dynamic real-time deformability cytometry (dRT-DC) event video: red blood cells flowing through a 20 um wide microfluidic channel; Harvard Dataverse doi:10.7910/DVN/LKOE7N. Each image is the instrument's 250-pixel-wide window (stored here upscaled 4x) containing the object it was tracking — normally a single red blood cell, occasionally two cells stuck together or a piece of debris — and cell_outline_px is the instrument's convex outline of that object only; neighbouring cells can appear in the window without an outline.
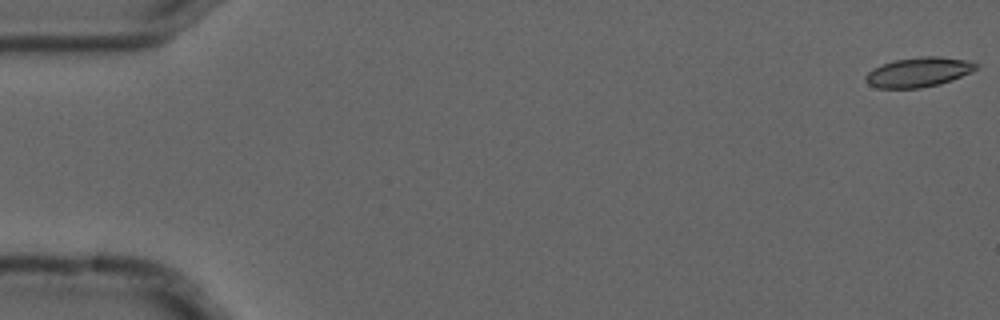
{"species": "common noctule bat (a hibernating species)", "species_latin": "Nyctalus noctula", "temperature_condition": "cold", "stored_images_in_passage": 6, "camera_frame_rate_fps": 3000, "um_per_image_px": 0.085, "animal": {"sex": "male", "forearm_length_mm": 52.5}, "frame": {"image": 1, "passage_image": 1, "time_ms": 0.0, "image_size_px": [1000, 320], "cell_outline_px": [[976, 68], [952, 80], [940, 84], [920, 88], [876, 88], [868, 84], [864, 80], [864, 76], [872, 68], [896, 60], [920, 56], [940, 56], [968, 60], [976, 64]], "centroid_in_image_um": [78.02, 6.13], "position_along_channel_um": 7.0, "area_um2": 18.96}}
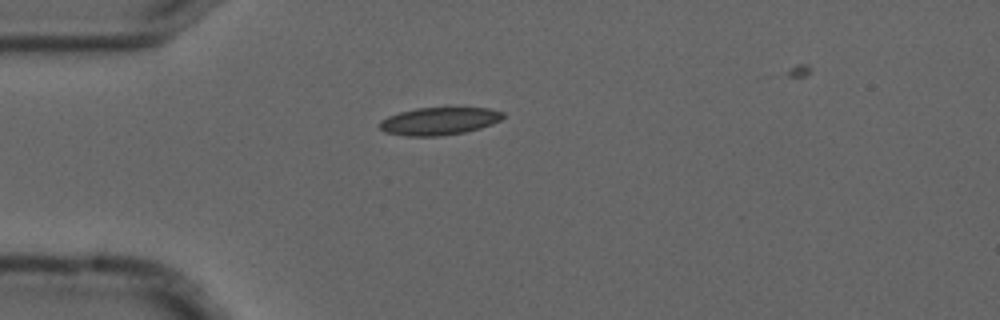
{"frame": {"image": 2, "passage_image": 5, "time_ms": 1.333, "image_size_px": [1000, 320], "cell_outline_px": [[504, 116], [500, 120], [492, 124], [480, 128], [464, 132], [440, 136], [408, 136], [384, 132], [380, 128], [380, 120], [388, 116], [400, 112], [416, 108], [448, 104], [488, 108], [504, 112]], "centroid_in_image_um": [37.37, 10.23], "position_along_channel_um": 47.6, "area_um2": 20.81}}